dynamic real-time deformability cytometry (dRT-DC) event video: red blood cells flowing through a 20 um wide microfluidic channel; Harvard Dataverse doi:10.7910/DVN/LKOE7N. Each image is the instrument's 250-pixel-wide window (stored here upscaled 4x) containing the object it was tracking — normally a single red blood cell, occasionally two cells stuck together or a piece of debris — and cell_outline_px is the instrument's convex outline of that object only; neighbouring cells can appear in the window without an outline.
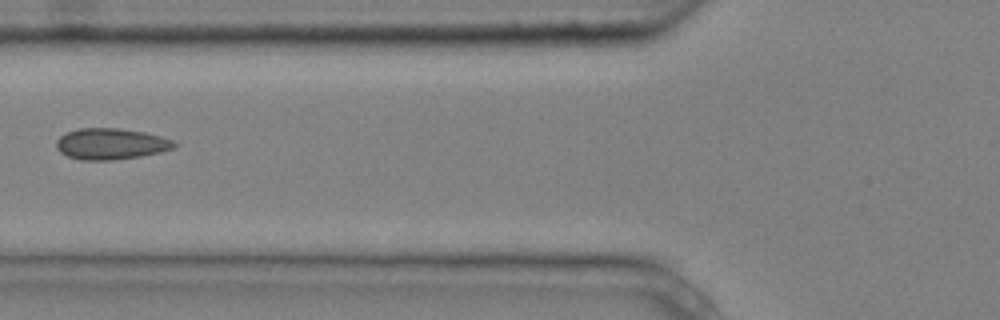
{"species": "common noctule bat (a hibernating species)", "species_latin": "Nyctalus noctula", "temperature_condition": "cold", "stored_images_in_passage": 2, "camera_frame_rate_fps": 3000, "um_per_image_px": 0.085, "animal": {"sex": "male", "body_mass_g": 20.4}, "frame": {"image": 1, "passage_image": 2, "time_ms": 0.333, "image_size_px": [1000, 320], "cell_outline_px": [[176, 144], [172, 148], [160, 152], [140, 156], [112, 160], [80, 160], [68, 156], [60, 152], [56, 148], [56, 140], [60, 136], [68, 132], [80, 128], [116, 128], [144, 132], [160, 136], [172, 140]], "centroid_in_image_um": [9.38, 12.23], "position_along_channel_um": 116.4, "area_um2": 21.21}}